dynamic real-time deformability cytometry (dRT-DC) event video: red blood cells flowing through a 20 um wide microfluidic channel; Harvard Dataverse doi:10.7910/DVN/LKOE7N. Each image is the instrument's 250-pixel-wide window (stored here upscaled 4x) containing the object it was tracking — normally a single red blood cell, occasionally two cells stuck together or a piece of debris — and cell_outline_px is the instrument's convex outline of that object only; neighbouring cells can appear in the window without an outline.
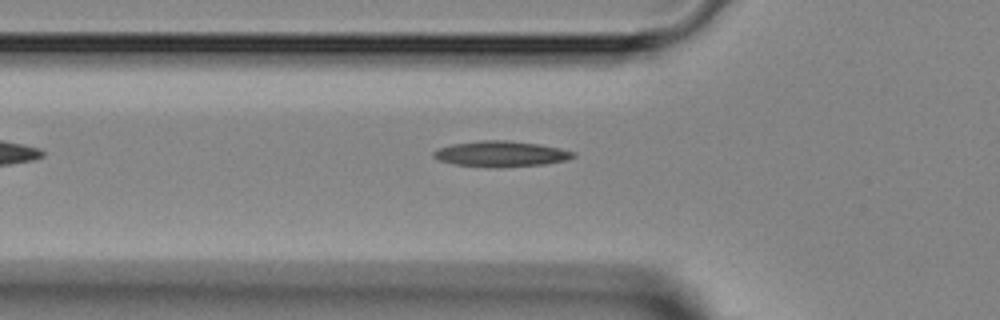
{"species": "Egyptian fruit bat (a non-hibernating species)", "species_latin": "Rousettus aegyptiacus", "temperature_condition": "room temperature", "stored_images_in_passage": 5, "camera_frame_rate_fps": 3000, "um_per_image_px": 0.085, "animal": {"sex": "female"}, "frame": {"image": 1, "passage_image": 5, "time_ms": 4.667, "image_size_px": [1000, 320], "cell_outline_px": [[576, 156], [564, 160], [544, 164], [500, 168], [488, 168], [456, 164], [440, 160], [432, 156], [432, 152], [440, 148], [452, 144], [480, 140], [508, 140], [536, 144], [560, 148], [576, 152]], "centroid_in_image_um": [42.57, 13.09], "position_along_channel_um": 83.2, "area_um2": 20.92}}